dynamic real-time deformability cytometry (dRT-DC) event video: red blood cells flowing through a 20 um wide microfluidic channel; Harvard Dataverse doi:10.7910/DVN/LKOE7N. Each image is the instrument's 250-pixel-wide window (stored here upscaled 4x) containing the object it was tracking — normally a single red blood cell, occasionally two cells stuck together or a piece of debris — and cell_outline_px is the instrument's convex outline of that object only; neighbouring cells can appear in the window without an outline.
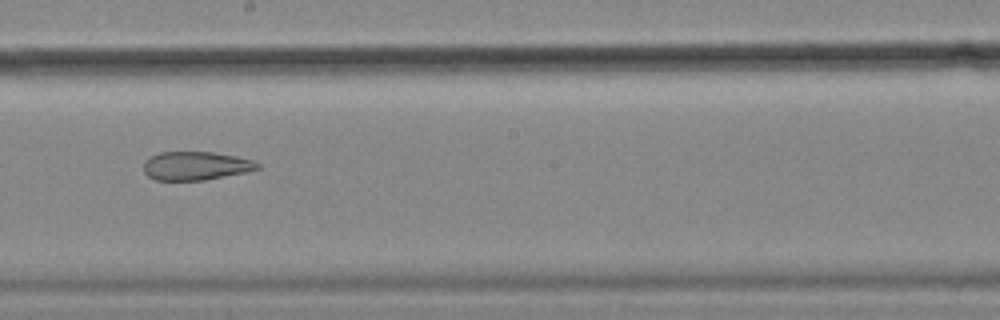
{"species": "common noctule bat (a hibernating species)", "species_latin": "Nyctalus noctula", "temperature_condition": "cold", "stored_images_in_passage": 10, "camera_frame_rate_fps": 3000, "um_per_image_px": 0.085, "animal": {"sex": "female", "body_mass_g": 18.4}, "frame": {"image": 1, "passage_image": 9, "time_ms": 2.667, "image_size_px": [1000, 320], "cell_outline_px": [[260, 168], [244, 172], [204, 180], [156, 180], [148, 176], [144, 172], [144, 160], [160, 152], [212, 152], [236, 156], [252, 160], [260, 164]], "centroid_in_image_um": [16.62, 14.09], "position_along_channel_um": 231.6, "area_um2": 18.79}}